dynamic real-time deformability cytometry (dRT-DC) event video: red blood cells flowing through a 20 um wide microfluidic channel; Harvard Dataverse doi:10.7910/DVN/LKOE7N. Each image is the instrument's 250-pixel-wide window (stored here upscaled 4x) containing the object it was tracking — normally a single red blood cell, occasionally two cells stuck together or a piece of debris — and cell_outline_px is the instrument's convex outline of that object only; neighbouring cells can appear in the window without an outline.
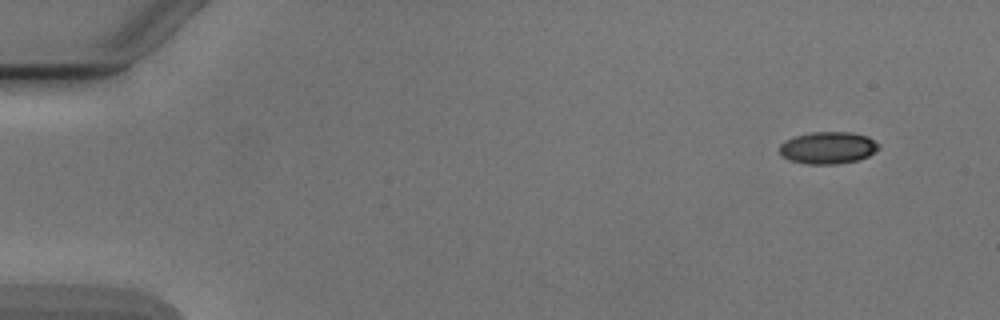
{"species": "Egyptian fruit bat (a non-hibernating species)", "species_latin": "Rousettus aegyptiacus", "temperature_condition": "cold", "stored_images_in_passage": 5, "camera_frame_rate_fps": 3000, "um_per_image_px": 0.085, "animal": {"sex": "male"}, "frame": {"image": 1, "passage_image": 1, "time_ms": 0.0, "image_size_px": [1000, 320], "cell_outline_px": [[880, 148], [868, 156], [856, 160], [836, 164], [808, 164], [788, 160], [780, 152], [780, 144], [784, 140], [796, 136], [812, 132], [852, 132], [868, 136], [880, 144]], "centroid_in_image_um": [70.39, 12.55], "position_along_channel_um": 14.6, "area_um2": 18.55}}
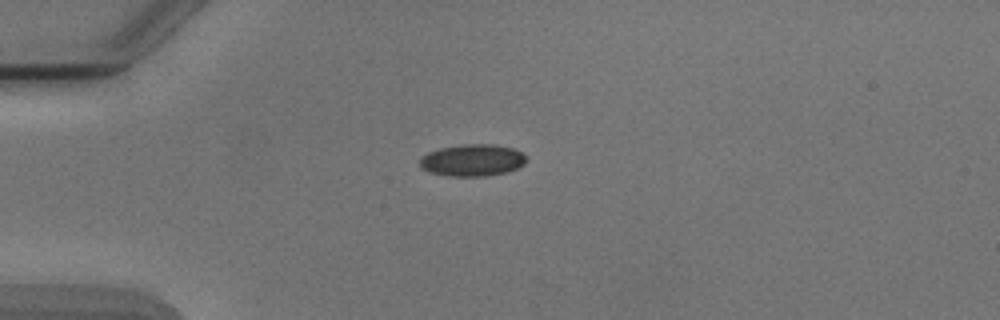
{"frame": {"image": 2, "passage_image": 3, "time_ms": 3.333, "image_size_px": [1000, 320], "cell_outline_px": [[528, 160], [524, 164], [508, 172], [484, 176], [448, 176], [432, 172], [420, 168], [420, 156], [428, 152], [440, 148], [464, 144], [492, 144], [512, 148], [528, 156]], "centroid_in_image_um": [40.16, 13.62], "position_along_channel_um": 44.8, "area_um2": 19.88}}
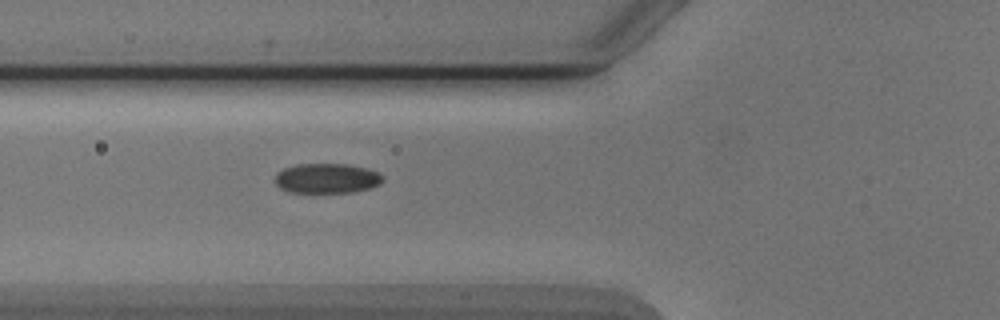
{"frame": {"image": 3, "passage_image": 5, "time_ms": 5.333, "image_size_px": [1000, 320], "cell_outline_px": [[384, 180], [380, 184], [368, 188], [352, 192], [288, 192], [280, 188], [276, 184], [276, 172], [284, 168], [296, 164], [348, 164], [368, 168], [380, 172], [384, 176]], "centroid_in_image_um": [27.81, 15.15], "position_along_channel_um": 98.0, "area_um2": 18.9}}